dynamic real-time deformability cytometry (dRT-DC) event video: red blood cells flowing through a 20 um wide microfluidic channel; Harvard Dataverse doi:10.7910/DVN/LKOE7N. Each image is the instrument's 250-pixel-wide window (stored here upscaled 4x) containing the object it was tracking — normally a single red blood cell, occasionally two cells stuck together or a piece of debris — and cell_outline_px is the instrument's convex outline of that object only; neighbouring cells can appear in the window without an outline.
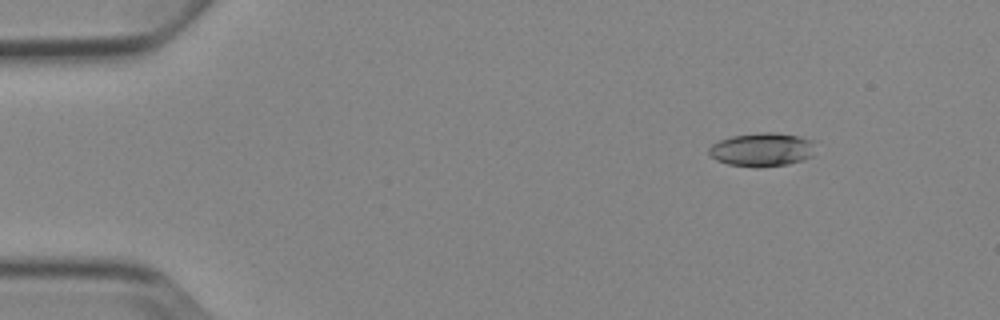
{"species": "Egyptian fruit bat (a non-hibernating species)", "species_latin": "Rousettus aegyptiacus", "temperature_condition": "cold", "stored_images_in_passage": 4, "camera_frame_rate_fps": 3000, "um_per_image_px": 0.085, "animal": {"sex": "female"}, "frame": {"image": 1, "passage_image": 2, "time_ms": 1.333, "image_size_px": [1000, 320], "cell_outline_px": [[812, 156], [804, 160], [788, 164], [756, 168], [728, 164], [716, 160], [708, 152], [708, 148], [712, 144], [720, 140], [732, 136], [760, 132], [776, 132], [800, 136], [812, 140]], "centroid_in_image_um": [64.75, 12.72], "position_along_channel_um": 20.2, "area_um2": 20.92}}